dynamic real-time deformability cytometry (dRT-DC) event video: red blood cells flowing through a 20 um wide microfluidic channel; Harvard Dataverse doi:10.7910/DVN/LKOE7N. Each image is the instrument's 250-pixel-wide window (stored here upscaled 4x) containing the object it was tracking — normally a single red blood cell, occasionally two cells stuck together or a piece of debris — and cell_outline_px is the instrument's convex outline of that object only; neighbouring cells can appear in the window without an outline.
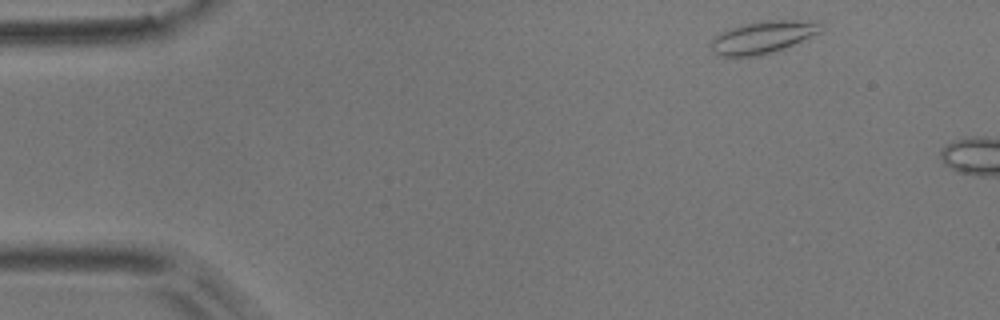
{"species": "common noctule bat (a hibernating species)", "species_latin": "Nyctalus noctula", "temperature_condition": "room temperature", "stored_images_in_passage": 2, "camera_frame_rate_fps": 3000, "um_per_image_px": 0.085, "animal": {"sex": "male", "body_mass_g": 17.9}, "frame": {"image": 1, "passage_image": 1, "time_ms": 0.0, "image_size_px": [1000, 320], "cell_outline_px": [[824, 24], [820, 32], [784, 48], [760, 56], [716, 56], [708, 44], [720, 32], [740, 24], [764, 20], [792, 20]], "centroid_in_image_um": [64.76, 3.17], "position_along_channel_um": 20.2, "area_um2": 20.63}}